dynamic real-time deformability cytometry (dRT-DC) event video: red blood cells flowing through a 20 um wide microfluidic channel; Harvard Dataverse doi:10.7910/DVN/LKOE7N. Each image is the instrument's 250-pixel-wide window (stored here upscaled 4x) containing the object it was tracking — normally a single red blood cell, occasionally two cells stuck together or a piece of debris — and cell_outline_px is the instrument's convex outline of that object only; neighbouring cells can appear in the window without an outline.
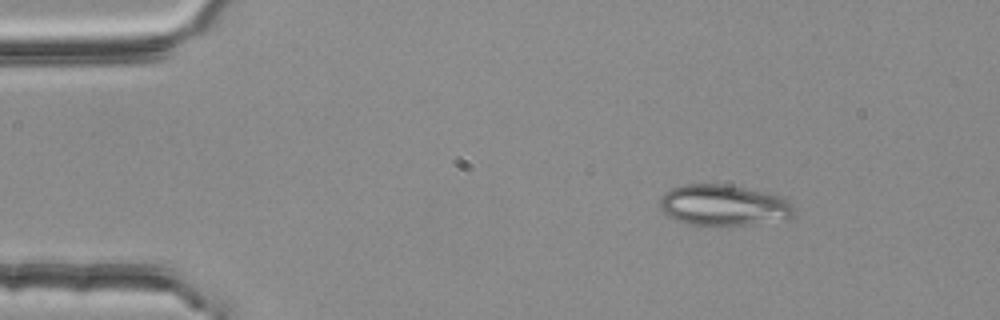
{"species": "common noctule bat (a hibernating species)", "species_latin": "Nyctalus noctula", "temperature_condition": "room temperature", "stored_images_in_passage": 3, "camera_frame_rate_fps": 3000, "um_per_image_px": 0.085, "animal": {"sex": "female", "body_mass_g": 25.1}, "frame": {"image": 1, "passage_image": 1, "time_ms": 0.0, "image_size_px": [1000, 320], "cell_outline_px": [[792, 216], [788, 220], [752, 224], [692, 224], [676, 220], [668, 216], [660, 208], [660, 196], [672, 188], [684, 184], [728, 184], [764, 192], [780, 196], [788, 200], [792, 208]], "centroid_in_image_um": [61.5, 17.43], "position_along_channel_um": 23.5, "area_um2": 31.73}}